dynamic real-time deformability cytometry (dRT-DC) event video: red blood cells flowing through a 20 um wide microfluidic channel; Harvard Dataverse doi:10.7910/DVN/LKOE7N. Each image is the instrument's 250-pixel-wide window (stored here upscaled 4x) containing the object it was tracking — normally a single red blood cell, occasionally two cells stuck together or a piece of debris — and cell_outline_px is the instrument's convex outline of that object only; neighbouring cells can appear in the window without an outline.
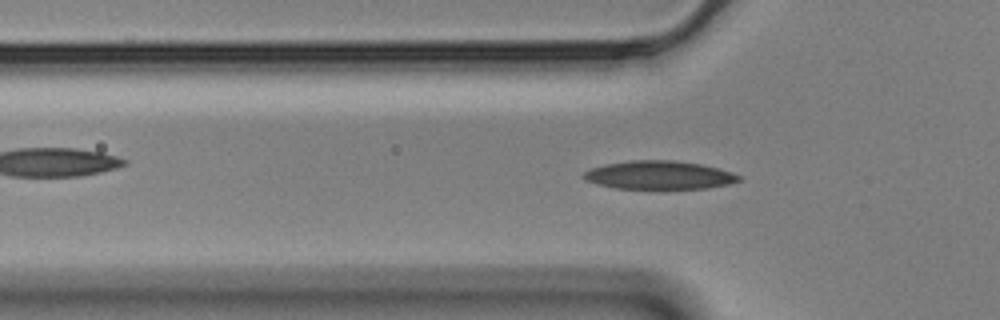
{"species": "Egyptian fruit bat (a non-hibernating species)", "species_latin": "Rousettus aegyptiacus", "temperature_condition": "cold", "stored_images_in_passage": 46, "camera_frame_rate_fps": 3000, "um_per_image_px": 0.085, "animal": {"sex": "male"}, "frame": {"image": 1, "passage_image": 14, "time_ms": 4.333, "image_size_px": [1000, 320], "cell_outline_px": [[740, 180], [728, 184], [708, 188], [616, 188], [596, 184], [584, 180], [584, 172], [592, 168], [604, 164], [632, 160], [672, 160], [700, 164], [716, 168], [740, 176]], "centroid_in_image_um": [55.97, 14.88], "position_along_channel_um": 69.8, "area_um2": 25.26}}
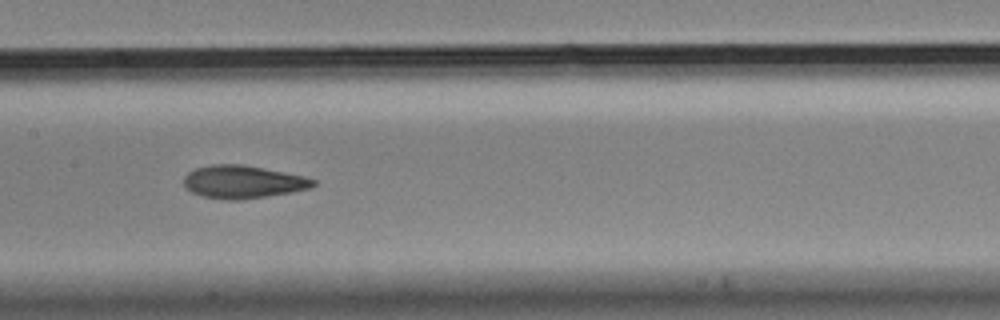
{"frame": {"image": 2, "passage_image": 24, "time_ms": 7.667, "image_size_px": [1000, 320], "cell_outline_px": [[316, 184], [308, 188], [292, 192], [236, 200], [228, 200], [200, 196], [184, 188], [184, 176], [188, 172], [196, 168], [212, 164], [240, 164], [284, 172], [304, 176], [316, 180]], "centroid_in_image_um": [20.6, 15.46], "position_along_channel_um": 186.8, "area_um2": 24.62}}
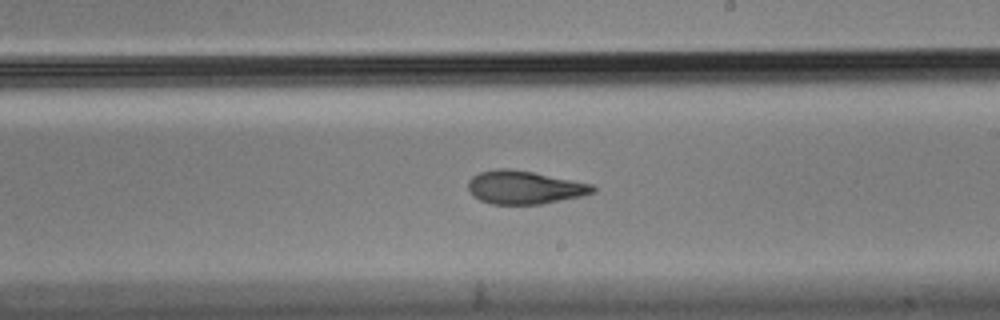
{"frame": {"image": 3, "passage_image": 29, "time_ms": 9.333, "image_size_px": [1000, 320], "cell_outline_px": [[596, 192], [580, 196], [544, 204], [492, 204], [480, 200], [472, 196], [468, 192], [468, 180], [472, 176], [480, 172], [496, 168], [508, 168], [532, 172], [592, 184], [596, 188]], "centroid_in_image_um": [44.54, 15.93], "position_along_channel_um": 244.5, "area_um2": 24.22}}